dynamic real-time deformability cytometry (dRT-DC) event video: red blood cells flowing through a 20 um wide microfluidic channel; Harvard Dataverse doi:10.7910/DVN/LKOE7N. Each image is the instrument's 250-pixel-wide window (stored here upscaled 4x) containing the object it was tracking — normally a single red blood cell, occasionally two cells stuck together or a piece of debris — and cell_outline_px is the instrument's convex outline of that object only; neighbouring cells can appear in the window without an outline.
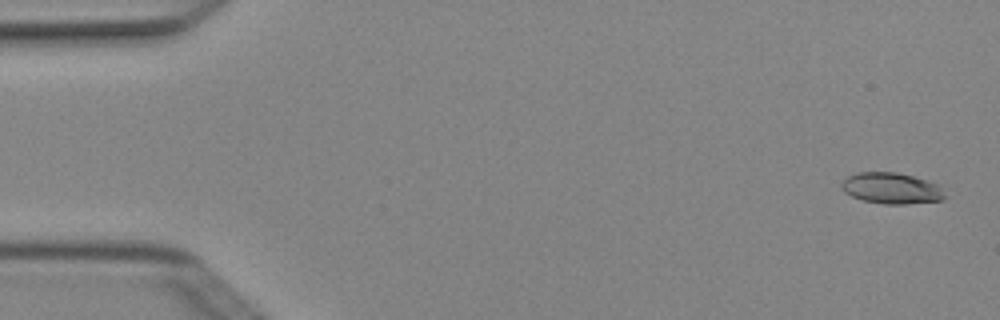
{"species": "Egyptian fruit bat (a non-hibernating species)", "species_latin": "Rousettus aegyptiacus", "temperature_condition": "cold", "stored_images_in_passage": 5, "camera_frame_rate_fps": 3000, "um_per_image_px": 0.085, "animal": {"sex": "female"}, "frame": {"image": 1, "passage_image": 1, "time_ms": 0.0, "image_size_px": [1000, 320], "cell_outline_px": [[948, 196], [944, 200], [904, 204], [884, 204], [864, 200], [852, 196], [844, 192], [840, 188], [840, 184], [848, 176], [856, 172], [896, 172], [912, 176], [936, 184]], "centroid_in_image_um": [75.76, 16.0], "position_along_channel_um": 9.2, "area_um2": 18.67}}
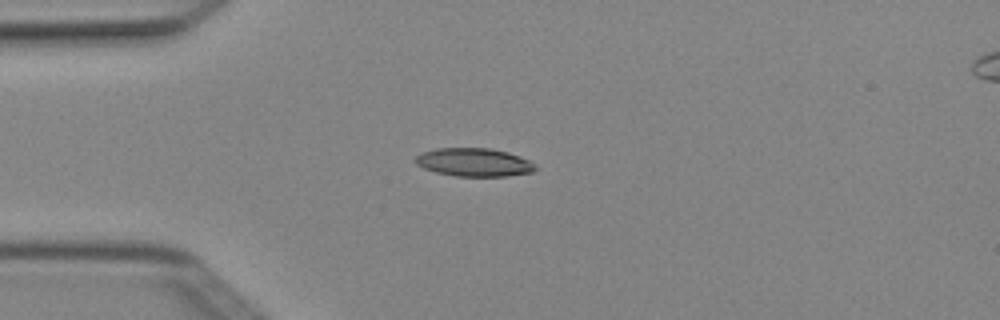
{"frame": {"image": 2, "passage_image": 4, "time_ms": 1.0, "image_size_px": [1000, 320], "cell_outline_px": [[536, 168], [532, 172], [508, 176], [456, 176], [436, 172], [424, 168], [416, 164], [416, 156], [424, 152], [436, 148], [488, 148], [508, 152], [520, 156], [536, 164]], "centroid_in_image_um": [40.32, 13.79], "position_along_channel_um": 44.7, "area_um2": 19.65}}